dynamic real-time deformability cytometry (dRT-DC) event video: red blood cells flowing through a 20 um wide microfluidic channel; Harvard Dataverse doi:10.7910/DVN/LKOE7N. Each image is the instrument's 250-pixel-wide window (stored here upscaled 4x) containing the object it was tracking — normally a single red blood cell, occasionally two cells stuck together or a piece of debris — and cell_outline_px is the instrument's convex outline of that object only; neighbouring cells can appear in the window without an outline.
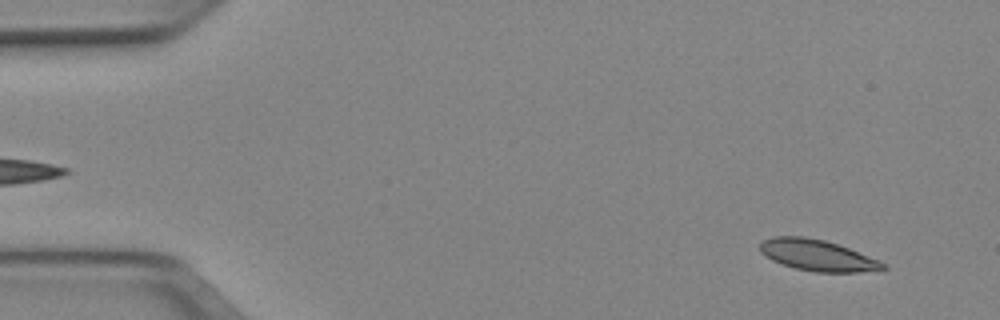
{"species": "Egyptian fruit bat (a non-hibernating species)", "species_latin": "Rousettus aegyptiacus", "temperature_condition": "cold", "stored_images_in_passage": 50, "camera_frame_rate_fps": 3000, "um_per_image_px": 0.085, "animal": {"sex": "female"}, "frame": {"image": 1, "passage_image": 3, "time_ms": 0.667, "image_size_px": [1000, 320], "cell_outline_px": [[888, 268], [880, 272], [816, 272], [796, 268], [772, 260], [764, 256], [760, 252], [760, 244], [764, 240], [772, 236], [804, 236], [824, 240], [848, 248], [880, 260], [888, 264]], "centroid_in_image_um": [69.55, 21.71], "position_along_channel_um": 15.4, "area_um2": 22.54}}
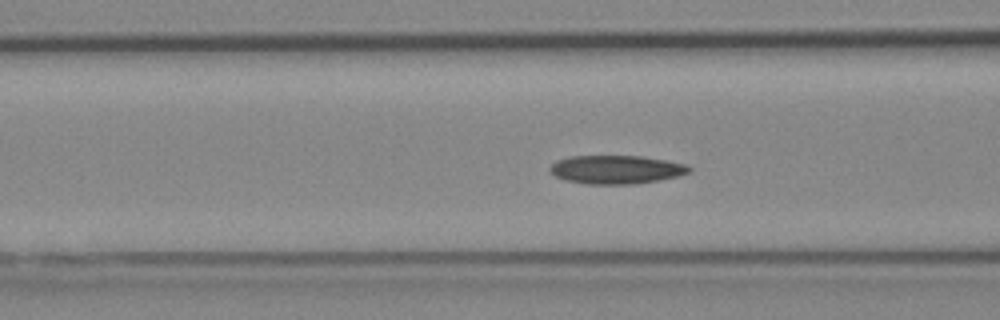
{"frame": {"image": 2, "passage_image": 19, "time_ms": 6.0, "image_size_px": [1000, 320], "cell_outline_px": [[692, 168], [688, 172], [680, 176], [660, 180], [636, 184], [588, 184], [564, 180], [556, 176], [548, 168], [556, 160], [568, 156], [640, 156], [688, 164]], "centroid_in_image_um": [52.39, 14.41], "position_along_channel_um": 114.2, "area_um2": 23.24}}
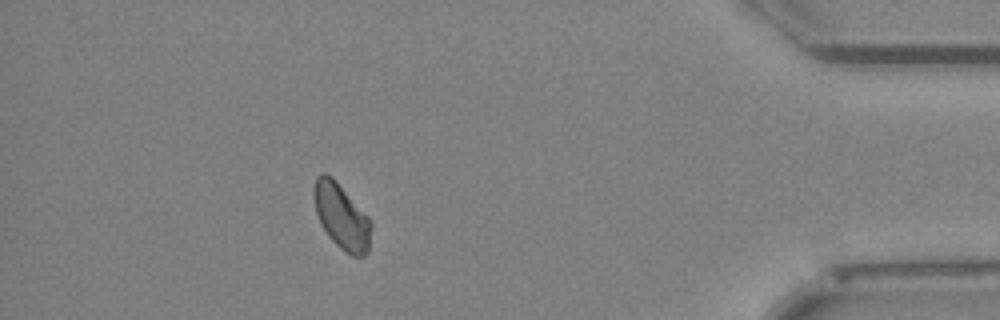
{"frame": {"image": 3, "passage_image": 45, "time_ms": 14.667, "image_size_px": [1000, 320], "cell_outline_px": [[372, 224], [368, 252], [364, 256], [352, 256], [344, 252], [328, 236], [320, 224], [316, 212], [312, 192], [316, 176], [320, 172], [324, 172], [332, 176], [336, 180], [372, 220]], "centroid_in_image_um": [29.02, 18.38], "position_along_channel_um": 406.2, "area_um2": 22.2}, "authors_computed_cell_mechanics": {"area_um2": 22.3686, "velocity_mm_per_s": 3.9211, "shape_relaxation_time_tau1_ms": 9.5292, "shape_relaxation_time_tau2_ms": null, "deformation_change_tau1": 0.1347, "deformation_change_tau2": null}}